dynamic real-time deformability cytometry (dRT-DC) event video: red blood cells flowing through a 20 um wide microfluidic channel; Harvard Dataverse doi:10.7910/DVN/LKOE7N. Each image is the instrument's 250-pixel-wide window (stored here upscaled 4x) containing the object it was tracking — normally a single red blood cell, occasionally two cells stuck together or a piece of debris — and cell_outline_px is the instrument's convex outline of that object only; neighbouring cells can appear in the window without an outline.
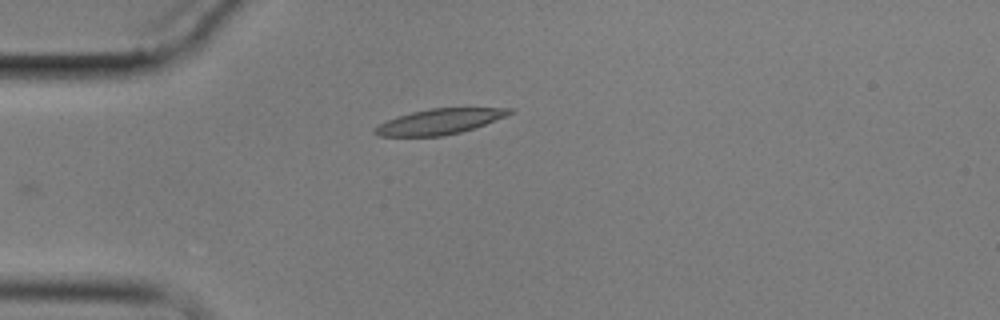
{"species": "common noctule bat (a hibernating species)", "species_latin": "Nyctalus noctula", "temperature_condition": "cold", "stored_images_in_passage": 5, "camera_frame_rate_fps": 3000, "um_per_image_px": 0.085, "animal": {"sex": "male", "body_mass_g": 17.9}, "frame": {"image": 1, "passage_image": 5, "time_ms": 4.667, "image_size_px": [1000, 320], "cell_outline_px": [[512, 112], [508, 116], [460, 132], [444, 136], [380, 136], [372, 132], [380, 124], [396, 116], [412, 112], [432, 108], [512, 108]], "centroid_in_image_um": [37.36, 10.33], "position_along_channel_um": 47.6, "area_um2": 19.65}}